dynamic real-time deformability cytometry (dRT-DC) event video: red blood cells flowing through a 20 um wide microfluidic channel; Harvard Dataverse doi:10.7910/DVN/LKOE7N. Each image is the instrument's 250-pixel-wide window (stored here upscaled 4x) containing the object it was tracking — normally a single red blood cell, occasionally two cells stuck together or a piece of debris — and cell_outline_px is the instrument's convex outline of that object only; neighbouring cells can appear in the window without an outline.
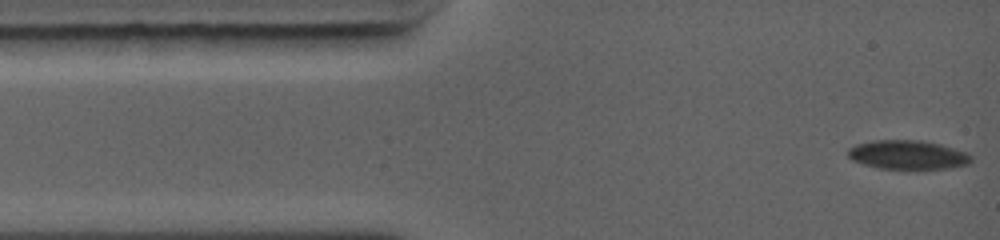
{"species": "common noctule bat (a hibernating species)", "species_latin": "Nyctalus noctula", "temperature_condition": "warm", "stored_images_in_passage": 5, "camera_frame_rate_fps": 5000, "um_per_image_px": 0.085, "animal": {"sex": "female", "body_mass_g": 19.0, "forearm_length_mm": 56.7}, "frame": {"image": 1, "passage_image": 1, "time_ms": 0.0, "image_size_px": [1000, 240], "cell_outline_px": [[972, 160], [968, 164], [952, 168], [880, 168], [864, 164], [852, 160], [848, 156], [848, 148], [856, 144], [872, 140], [924, 140], [940, 144], [964, 152], [972, 156]], "centroid_in_image_um": [77.14, 13.14], "position_along_channel_um": 7.9, "area_um2": 20.63}}
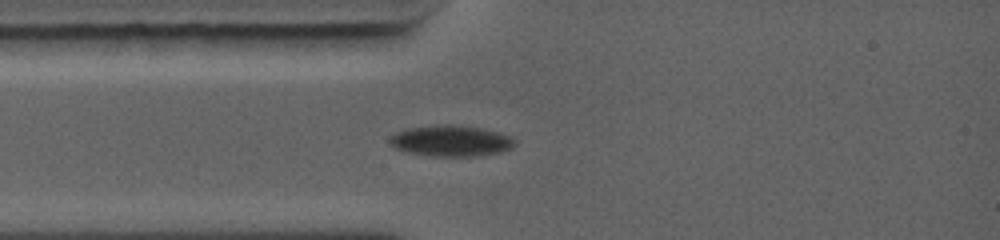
{"frame": {"image": 2, "passage_image": 5, "time_ms": 2.4, "image_size_px": [1000, 240], "cell_outline_px": [[516, 144], [512, 148], [500, 152], [476, 156], [432, 156], [408, 152], [396, 148], [388, 140], [396, 132], [404, 128], [436, 124], [452, 124], [480, 128], [500, 132], [512, 136], [516, 140]], "centroid_in_image_um": [38.36, 11.95], "position_along_channel_um": 46.6, "area_um2": 22.83}}